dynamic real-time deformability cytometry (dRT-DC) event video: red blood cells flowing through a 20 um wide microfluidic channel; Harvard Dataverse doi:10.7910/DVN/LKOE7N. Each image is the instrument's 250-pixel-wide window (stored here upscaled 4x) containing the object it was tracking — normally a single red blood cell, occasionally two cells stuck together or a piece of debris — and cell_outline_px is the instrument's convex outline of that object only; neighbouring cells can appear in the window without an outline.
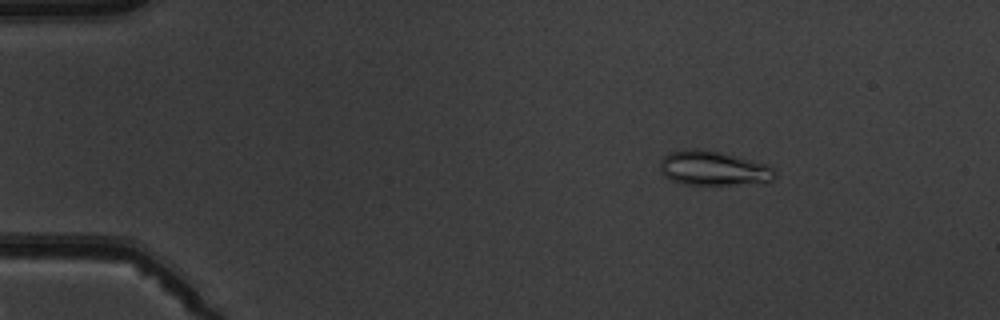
{"species": "common noctule bat (a hibernating species)", "species_latin": "Nyctalus noctula", "temperature_condition": "warm", "stored_images_in_passage": 6, "camera_frame_rate_fps": 3000, "um_per_image_px": 0.085, "animal": {"sex": "male", "body_mass_g": 19.5, "forearm_length_mm": 54.6}, "frame": {"image": 1, "passage_image": 3, "time_ms": 2.333, "image_size_px": [1000, 320], "cell_outline_px": [[776, 176], [772, 180], [764, 184], [680, 184], [664, 176], [660, 172], [660, 160], [668, 152], [688, 148], [696, 148], [720, 152], [768, 164], [776, 172]], "centroid_in_image_um": [60.64, 14.3], "position_along_channel_um": 24.4, "area_um2": 23.41}}
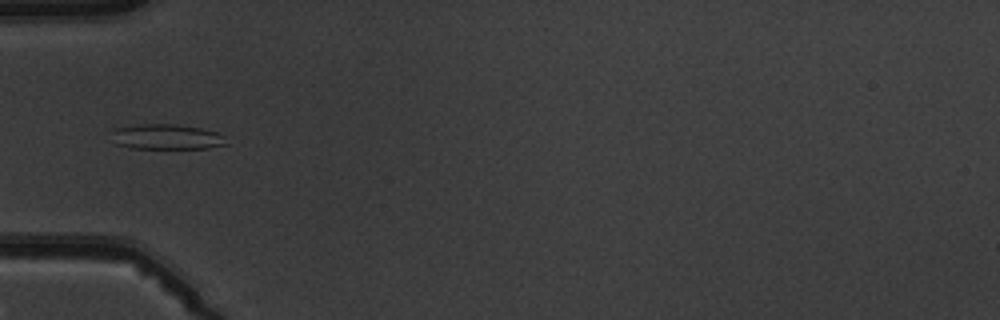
{"frame": {"image": 2, "passage_image": 5, "time_ms": 5.667, "image_size_px": [1000, 320], "cell_outline_px": [[228, 144], [208, 148], [132, 148], [116, 144], [112, 132], [116, 128], [140, 124], [176, 124], [200, 128], [216, 132], [224, 136]], "centroid_in_image_um": [14.19, 11.63], "position_along_channel_um": 70.8, "area_um2": 16.7}}
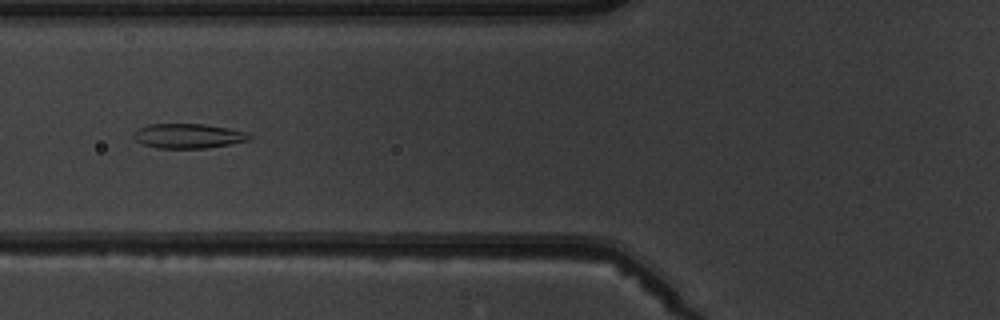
{"frame": {"image": 3, "passage_image": 6, "time_ms": 6.667, "image_size_px": [1000, 320], "cell_outline_px": [[252, 140], [204, 148], [160, 148], [144, 144], [136, 140], [132, 136], [140, 128], [148, 124], [204, 124], [228, 128], [244, 132], [252, 136]], "centroid_in_image_um": [16.02, 11.55], "position_along_channel_um": 109.8, "area_um2": 16.36}}